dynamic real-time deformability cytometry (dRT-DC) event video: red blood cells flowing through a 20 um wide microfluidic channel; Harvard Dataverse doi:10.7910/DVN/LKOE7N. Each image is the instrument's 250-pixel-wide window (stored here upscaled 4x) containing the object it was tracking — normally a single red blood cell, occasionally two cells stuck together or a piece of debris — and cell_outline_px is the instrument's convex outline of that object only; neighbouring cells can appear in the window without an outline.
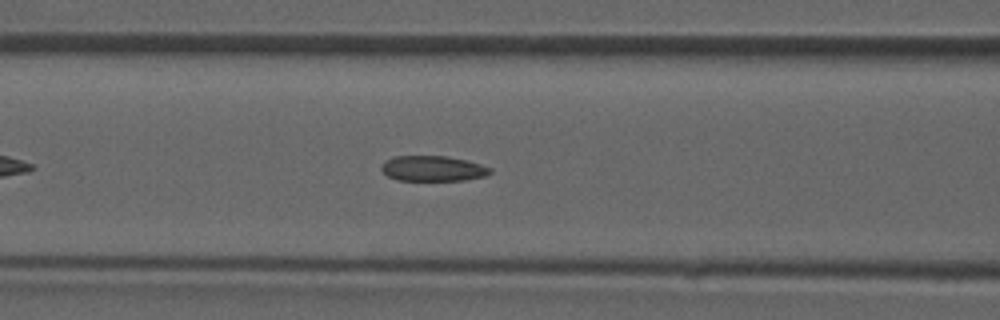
{"species": "common noctule bat (a hibernating species)", "species_latin": "Nyctalus noctula", "temperature_condition": "room temperature", "stored_images_in_passage": 35, "camera_frame_rate_fps": 3000, "um_per_image_px": 0.085, "animal": {"sex": "male", "forearm_length_mm": 52.5}, "frame": {"image": 1, "passage_image": 11, "time_ms": 3.333, "image_size_px": [1000, 320], "cell_outline_px": [[492, 172], [484, 176], [464, 180], [396, 180], [388, 176], [380, 168], [388, 160], [396, 156], [448, 156], [480, 164], [492, 168]], "centroid_in_image_um": [36.82, 14.33], "position_along_channel_um": 129.8, "area_um2": 15.84}}